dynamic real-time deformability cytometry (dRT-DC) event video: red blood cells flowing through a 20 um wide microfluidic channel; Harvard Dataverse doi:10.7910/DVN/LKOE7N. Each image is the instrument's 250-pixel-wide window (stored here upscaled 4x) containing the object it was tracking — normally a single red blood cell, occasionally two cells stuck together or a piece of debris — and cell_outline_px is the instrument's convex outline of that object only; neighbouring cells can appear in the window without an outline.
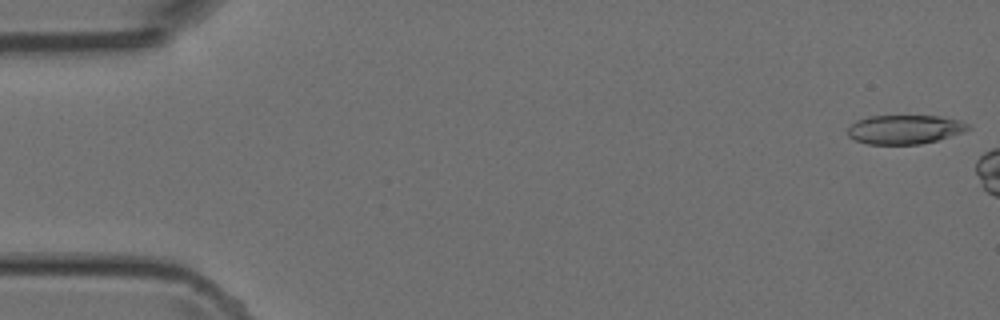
{"species": "Egyptian fruit bat (a non-hibernating species)", "species_latin": "Rousettus aegyptiacus", "temperature_condition": "room temperature", "stored_images_in_passage": 4, "camera_frame_rate_fps": 3000, "um_per_image_px": 0.085, "animal": {"sex": "female"}, "frame": {"image": 1, "passage_image": 1, "time_ms": 0.0, "image_size_px": [1000, 320], "cell_outline_px": [[972, 128], [964, 132], [936, 140], [920, 144], [868, 144], [856, 140], [848, 136], [848, 128], [856, 120], [868, 116], [944, 116], [960, 120], [968, 124]], "centroid_in_image_um": [76.92, 10.99], "position_along_channel_um": 8.1, "area_um2": 20.4}}